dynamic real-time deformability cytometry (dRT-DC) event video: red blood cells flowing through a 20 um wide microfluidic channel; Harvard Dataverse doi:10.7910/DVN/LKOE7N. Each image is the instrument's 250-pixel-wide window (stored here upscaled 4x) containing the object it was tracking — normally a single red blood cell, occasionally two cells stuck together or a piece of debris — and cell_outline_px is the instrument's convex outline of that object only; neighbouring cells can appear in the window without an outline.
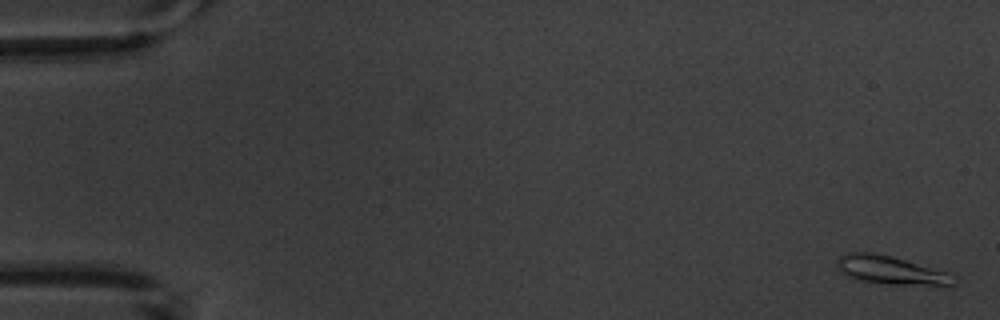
{"species": "common noctule bat (a hibernating species)", "species_latin": "Nyctalus noctula", "temperature_condition": "warm", "stored_images_in_passage": 8, "camera_frame_rate_fps": 3000, "um_per_image_px": 0.085, "animal": {"sex": "male", "body_mass_g": 20.1, "forearm_length_mm": 53.5}, "frame": {"image": 1, "passage_image": 1, "time_ms": 0.0, "image_size_px": [1000, 320], "cell_outline_px": [[956, 284], [892, 284], [856, 280], [840, 272], [836, 260], [840, 256], [848, 252], [872, 252], [892, 256], [944, 272]], "centroid_in_image_um": [75.52, 22.93], "position_along_channel_um": 9.5, "area_um2": 18.44}}
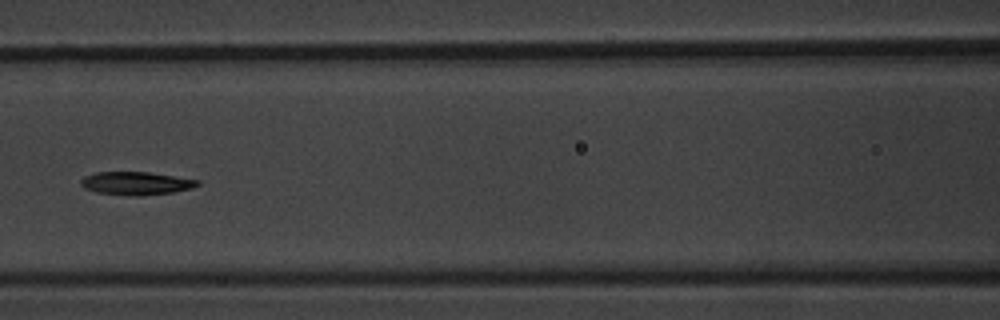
{"frame": {"image": 2, "passage_image": 8, "time_ms": 8.0, "image_size_px": [1000, 320], "cell_outline_px": [[200, 184], [192, 188], [172, 192], [140, 196], [132, 196], [96, 192], [84, 188], [80, 184], [80, 180], [84, 176], [96, 172], [148, 172], [200, 180]], "centroid_in_image_um": [11.55, 15.58], "position_along_channel_um": 155.1, "area_um2": 15.72}}